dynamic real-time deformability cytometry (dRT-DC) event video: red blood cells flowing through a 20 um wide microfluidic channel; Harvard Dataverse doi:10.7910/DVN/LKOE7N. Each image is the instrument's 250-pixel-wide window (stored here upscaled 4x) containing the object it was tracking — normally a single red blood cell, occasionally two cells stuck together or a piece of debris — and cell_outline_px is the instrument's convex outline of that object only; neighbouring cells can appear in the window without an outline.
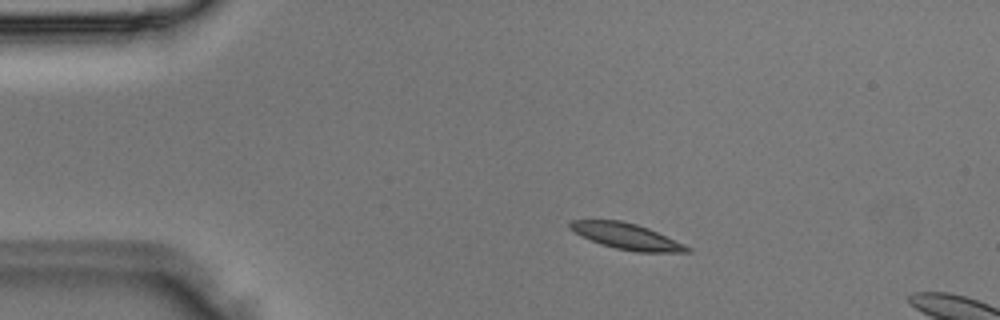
{"species": "Egyptian fruit bat (a non-hibernating species)", "species_latin": "Rousettus aegyptiacus", "temperature_condition": "room temperature", "stored_images_in_passage": 2, "camera_frame_rate_fps": 3000, "um_per_image_px": 0.085, "animal": {"sex": "male"}, "frame": {"image": 1, "passage_image": 1, "time_ms": 0.0, "image_size_px": [1000, 320], "cell_outline_px": [[692, 252], [640, 252], [616, 248], [600, 244], [568, 228], [568, 220], [620, 220], [636, 224], [648, 228], [684, 244], [692, 248]], "centroid_in_image_um": [53.27, 20.08], "position_along_channel_um": 31.7, "area_um2": 17.51}}